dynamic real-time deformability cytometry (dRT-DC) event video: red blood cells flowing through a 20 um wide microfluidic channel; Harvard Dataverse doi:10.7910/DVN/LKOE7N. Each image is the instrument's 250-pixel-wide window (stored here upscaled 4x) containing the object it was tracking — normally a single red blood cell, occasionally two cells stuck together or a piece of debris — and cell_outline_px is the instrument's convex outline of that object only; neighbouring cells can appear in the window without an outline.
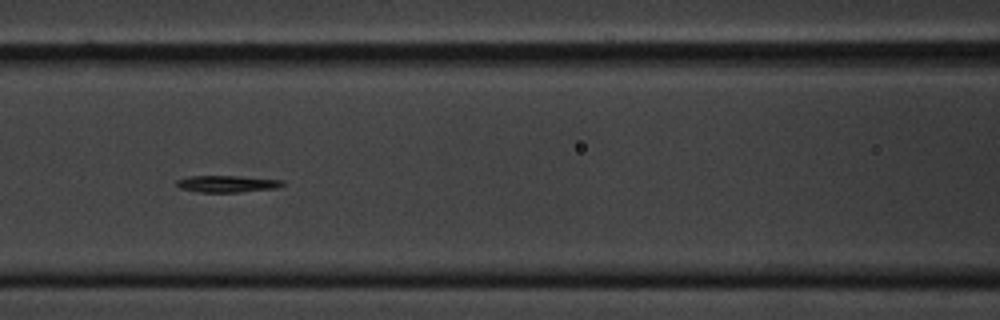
{"species": "common noctule bat (a hibernating species)", "species_latin": "Nyctalus noctula", "temperature_condition": "cold", "stored_images_in_passage": 45, "camera_frame_rate_fps": 3000, "um_per_image_px": 0.085, "animal": {"sex": "male", "body_mass_g": 20.1, "forearm_length_mm": 53.5}, "frame": {"image": 1, "passage_image": 11, "time_ms": 3.333, "image_size_px": [1000, 320], "cell_outline_px": [[284, 184], [280, 188], [240, 192], [200, 192], [180, 188], [176, 184], [176, 180], [188, 176], [240, 176], [284, 180]], "centroid_in_image_um": [19.35, 15.62], "position_along_channel_um": 147.3, "area_um2": 10.46}}
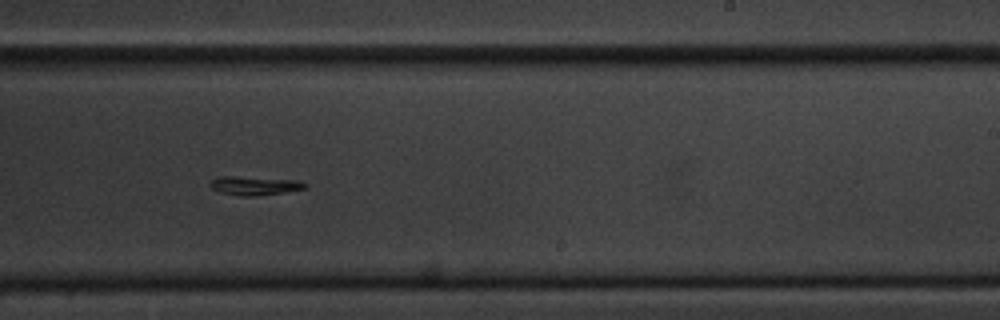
{"frame": {"image": 2, "passage_image": 22, "time_ms": 7.0, "image_size_px": [1000, 320], "cell_outline_px": [[308, 188], [284, 192], [256, 196], [244, 196], [220, 192], [212, 188], [208, 184], [212, 180], [220, 176], [236, 176], [296, 180], [308, 184]], "centroid_in_image_um": [21.65, 15.78], "position_along_channel_um": 267.4, "area_um2": 10.35}}
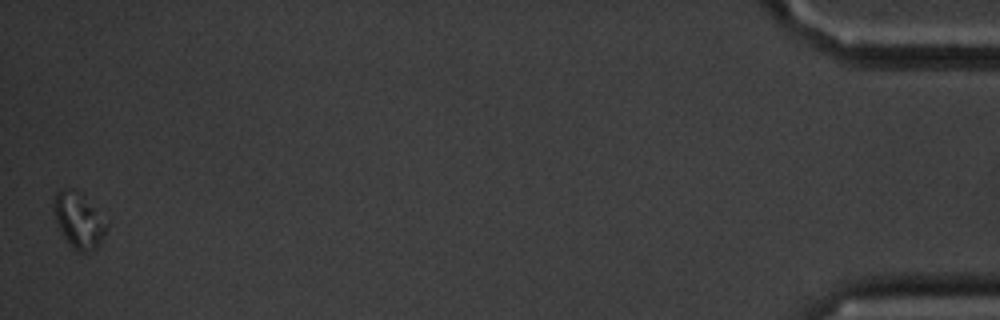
{"frame": {"image": 3, "passage_image": 45, "time_ms": 14.667, "image_size_px": [1000, 320], "cell_outline_px": [[104, 232], [100, 244], [96, 248], [84, 252], [76, 252], [64, 236], [60, 228], [52, 208], [52, 200], [56, 192], [60, 188], [72, 188], [80, 192], [92, 208], [104, 228]], "centroid_in_image_um": [6.57, 18.7], "position_along_channel_um": 428.6, "area_um2": 16.01}}